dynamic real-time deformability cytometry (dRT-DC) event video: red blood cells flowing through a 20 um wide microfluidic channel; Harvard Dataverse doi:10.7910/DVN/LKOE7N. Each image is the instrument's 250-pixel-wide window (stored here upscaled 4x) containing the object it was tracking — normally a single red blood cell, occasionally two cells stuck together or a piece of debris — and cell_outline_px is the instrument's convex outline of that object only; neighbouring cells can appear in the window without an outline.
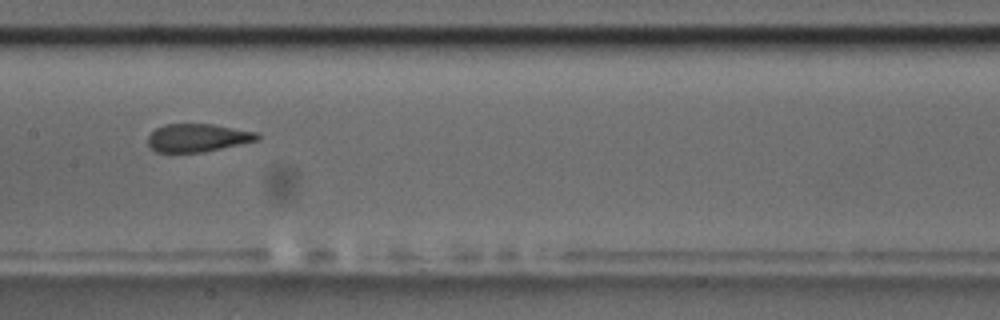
{"species": "common noctule bat (a hibernating species)", "species_latin": "Nyctalus noctula", "temperature_condition": "room temperature", "stored_images_in_passage": 13, "camera_frame_rate_fps": 3000, "um_per_image_px": 0.085, "animal": {"sex": "male", "body_mass_g": 17.5, "forearm_length_mm": 52.3}, "frame": {"image": 1, "passage_image": 6, "time_ms": 6.333, "image_size_px": [1000, 320], "cell_outline_px": [[260, 140], [200, 152], [156, 152], [148, 144], [148, 136], [156, 128], [164, 124], [212, 124], [256, 132], [260, 136]], "centroid_in_image_um": [16.79, 11.7], "position_along_channel_um": 190.6, "area_um2": 17.69}}
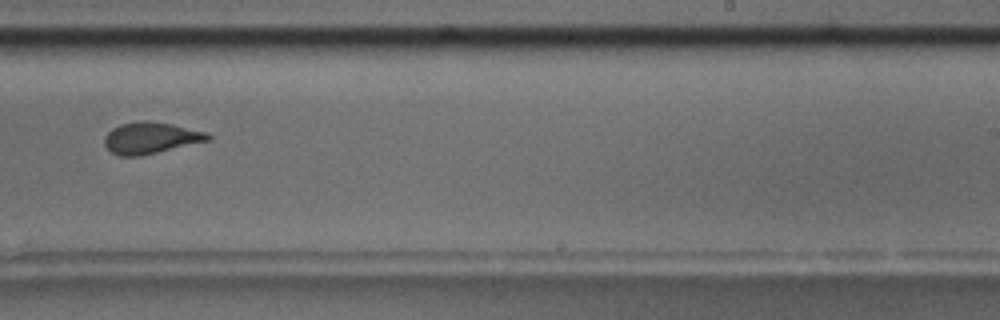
{"frame": {"image": 2, "passage_image": 8, "time_ms": 8.667, "image_size_px": [1000, 320], "cell_outline_px": [[212, 136], [208, 140], [140, 156], [120, 156], [112, 152], [104, 144], [104, 136], [112, 128], [120, 124], [140, 120], [144, 120], [172, 124], [208, 132]], "centroid_in_image_um": [12.78, 11.71], "position_along_channel_um": 276.2, "area_um2": 18.84}, "authors_computed_cell_mechanics": {"area_um2": 18.6116, "velocity_mm_per_s": 3.6687, "shape_relaxation_time_tau1_ms": null, "shape_relaxation_time_tau2_ms": 1.3345, "deformation_change_tau1": null, "deformation_change_tau2": 0.0631}}